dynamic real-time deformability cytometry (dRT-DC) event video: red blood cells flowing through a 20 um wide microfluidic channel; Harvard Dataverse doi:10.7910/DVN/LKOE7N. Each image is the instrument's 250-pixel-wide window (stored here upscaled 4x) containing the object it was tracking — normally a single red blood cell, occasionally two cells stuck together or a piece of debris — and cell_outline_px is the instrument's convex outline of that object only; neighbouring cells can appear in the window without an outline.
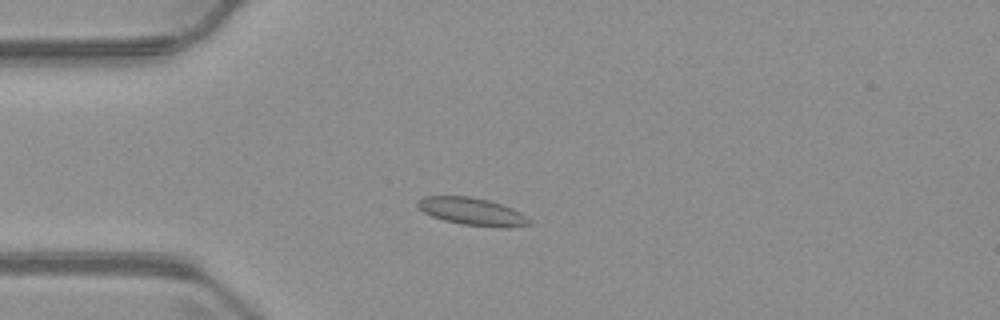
{"species": "common noctule bat (a hibernating species)", "species_latin": "Nyctalus noctula", "temperature_condition": "warm", "stored_images_in_passage": 3, "camera_frame_rate_fps": 3000, "um_per_image_px": 0.085, "animal": {"sex": "male", "body_mass_g": 23.1, "forearm_length_mm": 52.7}, "frame": {"image": 1, "passage_image": 3, "time_ms": 2.667, "image_size_px": [1000, 320], "cell_outline_px": [[532, 224], [508, 228], [500, 228], [464, 224], [444, 220], [432, 216], [424, 212], [416, 204], [416, 200], [424, 196], [468, 196], [488, 200], [512, 208], [520, 212], [532, 220]], "centroid_in_image_um": [40.16, 17.98], "position_along_channel_um": 44.8, "area_um2": 17.92}}